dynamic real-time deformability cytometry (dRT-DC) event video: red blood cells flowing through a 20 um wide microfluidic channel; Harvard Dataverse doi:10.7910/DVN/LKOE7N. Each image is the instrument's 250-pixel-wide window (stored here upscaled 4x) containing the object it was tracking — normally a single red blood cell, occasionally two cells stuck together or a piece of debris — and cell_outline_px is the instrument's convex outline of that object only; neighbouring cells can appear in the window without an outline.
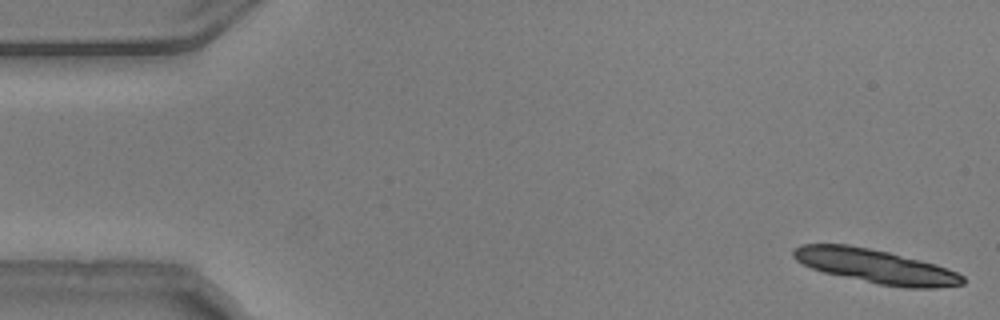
{"species": "common noctule bat (a hibernating species)", "species_latin": "Nyctalus noctula", "temperature_condition": "warm", "stored_images_in_passage": 14, "camera_frame_rate_fps": 3000, "um_per_image_px": 0.085, "animal": {"sex": "male", "body_mass_g": 20.5, "forearm_length_mm": 52.5}, "frame": {"image": 1, "passage_image": 1, "time_ms": 0.0, "image_size_px": [1000, 320], "cell_outline_px": [[964, 284], [936, 288], [904, 288], [880, 284], [824, 272], [812, 268], [796, 260], [792, 256], [792, 248], [800, 244], [848, 244], [888, 252], [936, 264], [956, 272], [964, 276]], "centroid_in_image_um": [74.42, 22.63], "position_along_channel_um": 10.6, "area_um2": 33.35}}